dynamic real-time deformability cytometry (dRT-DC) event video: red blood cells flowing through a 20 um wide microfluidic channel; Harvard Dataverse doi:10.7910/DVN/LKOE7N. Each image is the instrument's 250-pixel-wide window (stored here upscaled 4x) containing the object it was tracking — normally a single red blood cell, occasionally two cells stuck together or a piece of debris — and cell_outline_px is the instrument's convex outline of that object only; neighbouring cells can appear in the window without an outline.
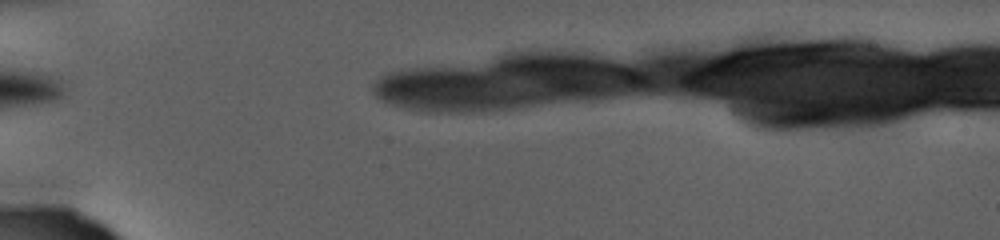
{"species": "human", "species_latin": "Homo sapiens", "temperature_condition": "warm", "stored_images_in_passage": 3, "camera_frame_rate_fps": 3000, "um_per_image_px": 0.085, "donor": {"sex": "female"}, "frame": {"image": 1, "passage_image": 1, "time_ms": 0.0, "image_size_px": [1000, 240], "cell_outline_px": [[652, 80], [648, 84], [588, 88], [556, 88], [508, 68], [508, 64], [528, 60], [576, 60], [628, 68], [644, 72]], "centroid_in_image_um": [49.24, 6.28], "position_along_channel_um": 35.8, "area_um2": 20.75}}